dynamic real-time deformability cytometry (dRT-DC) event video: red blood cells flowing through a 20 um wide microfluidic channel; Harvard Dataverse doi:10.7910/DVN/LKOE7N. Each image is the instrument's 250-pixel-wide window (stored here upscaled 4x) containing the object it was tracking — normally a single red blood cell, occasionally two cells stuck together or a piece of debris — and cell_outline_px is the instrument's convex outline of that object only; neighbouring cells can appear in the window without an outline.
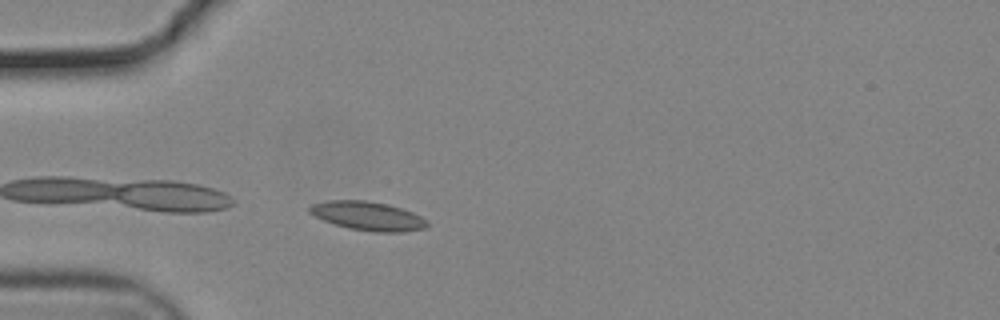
{"species": "common noctule bat (a hibernating species)", "species_latin": "Nyctalus noctula", "temperature_condition": "cold", "stored_images_in_passage": 6, "camera_frame_rate_fps": 3000, "um_per_image_px": 0.085, "animal": {"sex": "male", "body_mass_g": 19.2, "forearm_length_mm": 51.8}, "frame": {"image": 1, "passage_image": 1, "time_ms": 0.0, "image_size_px": [1000, 320], "cell_outline_px": [[428, 224], [424, 228], [400, 232], [372, 232], [348, 228], [324, 220], [308, 212], [308, 208], [312, 204], [328, 200], [364, 200], [388, 204], [412, 212], [428, 220]], "centroid_in_image_um": [31.26, 18.35], "position_along_channel_um": 53.7, "area_um2": 19.65}}